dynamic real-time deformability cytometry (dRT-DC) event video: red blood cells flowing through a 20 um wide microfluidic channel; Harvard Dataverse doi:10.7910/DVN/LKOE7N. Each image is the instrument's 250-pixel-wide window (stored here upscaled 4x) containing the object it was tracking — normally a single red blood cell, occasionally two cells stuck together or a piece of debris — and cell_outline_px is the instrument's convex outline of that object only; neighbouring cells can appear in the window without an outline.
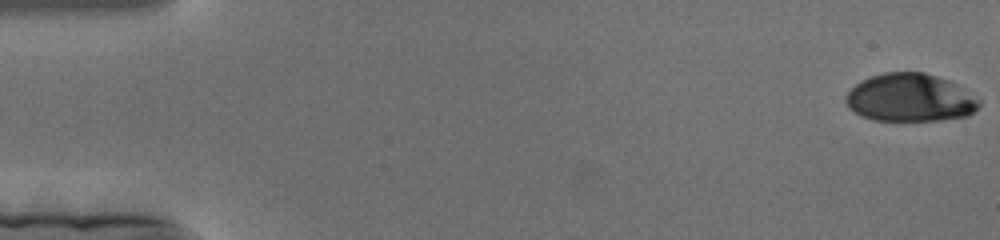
{"species": "human", "species_latin": "Homo sapiens", "temperature_condition": "cold", "stored_images_in_passage": 177, "camera_frame_rate_fps": 3000, "um_per_image_px": 0.085, "donor": {"sex": "female"}, "frame": {"image": 1, "passage_image": 1, "time_ms": 0.0, "image_size_px": [1000, 240], "cell_outline_px": [[980, 104], [968, 116], [940, 120], [872, 120], [860, 116], [848, 108], [844, 100], [844, 96], [860, 80], [884, 72], [924, 72], [948, 80], [980, 100]], "centroid_in_image_um": [77.3, 8.31], "position_along_channel_um": 7.7, "area_um2": 37.17}}
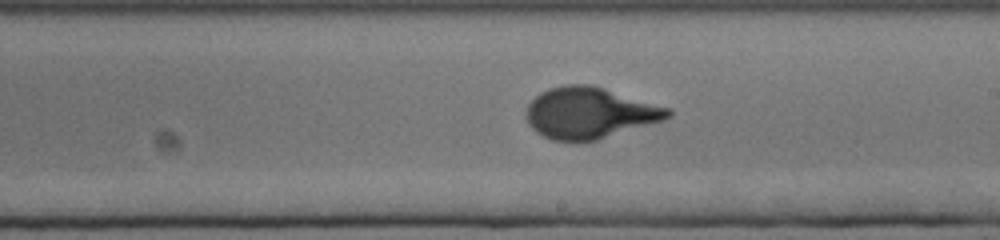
{"frame": {"image": 2, "passage_image": 102, "time_ms": 33.667, "image_size_px": [1000, 240], "cell_outline_px": [[672, 116], [664, 120], [596, 140], [552, 140], [536, 132], [528, 124], [524, 112], [528, 104], [540, 92], [548, 88], [564, 84], [588, 84], [604, 88], [672, 108]], "centroid_in_image_um": [50.11, 9.58], "position_along_channel_um": 238.9, "area_um2": 42.31}}
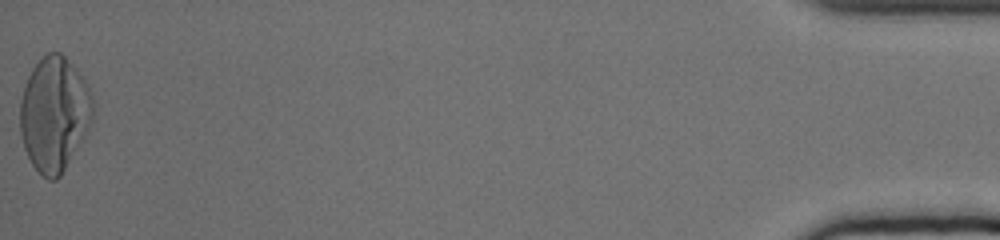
{"frame": {"image": 3, "passage_image": 177, "time_ms": 58.667, "image_size_px": [1000, 240], "cell_outline_px": [[92, 120], [84, 136], [60, 176], [56, 180], [48, 180], [32, 164], [24, 148], [20, 132], [20, 100], [28, 76], [32, 68], [48, 52], [60, 52], [76, 68], [84, 80], [92, 96]], "centroid_in_image_um": [4.6, 9.68], "position_along_channel_um": 430.6, "area_um2": 48.03}}